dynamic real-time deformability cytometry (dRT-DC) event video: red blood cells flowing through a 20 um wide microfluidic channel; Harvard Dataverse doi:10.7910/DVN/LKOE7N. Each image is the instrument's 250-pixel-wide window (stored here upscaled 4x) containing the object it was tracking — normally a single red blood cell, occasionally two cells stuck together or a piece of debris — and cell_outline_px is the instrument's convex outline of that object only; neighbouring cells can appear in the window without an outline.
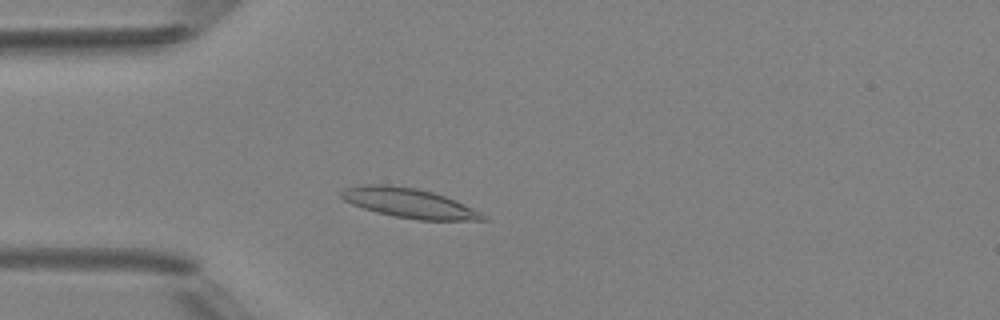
{"species": "Egyptian fruit bat (a non-hibernating species)", "species_latin": "Rousettus aegyptiacus", "temperature_condition": "room temperature", "stored_images_in_passage": 44, "camera_frame_rate_fps": 3000, "um_per_image_px": 0.085, "animal": {"sex": "female"}, "frame": {"image": 1, "passage_image": 9, "time_ms": 2.667, "image_size_px": [1000, 320], "cell_outline_px": [[488, 220], [420, 220], [396, 216], [376, 212], [352, 204], [344, 200], [340, 196], [340, 192], [344, 188], [364, 184], [388, 184], [416, 188], [432, 192], [456, 200], [480, 212]], "centroid_in_image_um": [34.74, 17.24], "position_along_channel_um": 50.3, "area_um2": 24.22}}
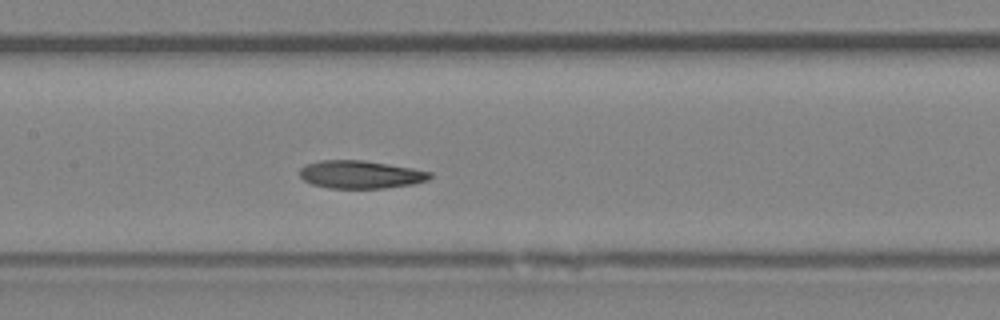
{"frame": {"image": 2, "passage_image": 19, "time_ms": 6.0, "image_size_px": [1000, 320], "cell_outline_px": [[432, 176], [428, 180], [412, 184], [384, 188], [328, 188], [312, 184], [304, 180], [300, 176], [300, 168], [304, 164], [320, 160], [364, 160], [412, 168], [432, 172]], "centroid_in_image_um": [30.63, 14.83], "position_along_channel_um": 176.8, "area_um2": 21.21}}
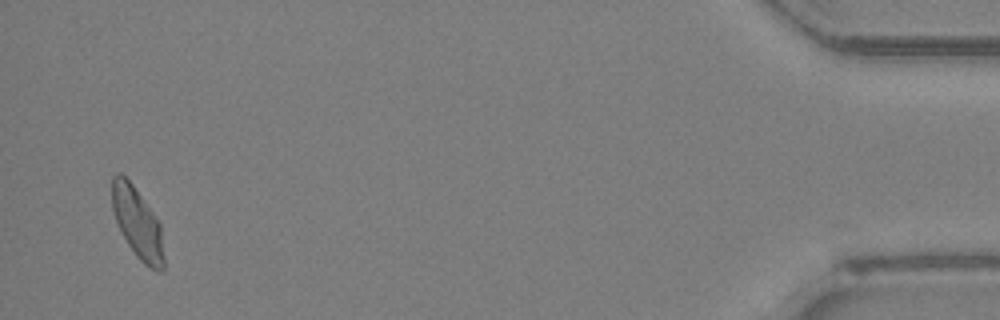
{"frame": {"image": 3, "passage_image": 43, "time_ms": 14.0, "image_size_px": [1000, 320], "cell_outline_px": [[164, 268], [160, 272], [144, 264], [136, 256], [128, 244], [116, 220], [112, 208], [112, 176], [116, 172], [120, 172], [132, 184], [152, 212], [160, 224], [164, 256]], "centroid_in_image_um": [11.68, 18.96], "position_along_channel_um": 423.5, "area_um2": 20.98}, "authors_computed_cell_mechanics": {"area_um2": 21.5594, "velocity_mm_per_s": 4.1572, "shape_relaxation_time_tau1_ms": 6.0081, "shape_relaxation_time_tau2_ms": 3.6512, "deformation_change_tau1": 0.1371, "deformation_change_tau2": 0.1039}}